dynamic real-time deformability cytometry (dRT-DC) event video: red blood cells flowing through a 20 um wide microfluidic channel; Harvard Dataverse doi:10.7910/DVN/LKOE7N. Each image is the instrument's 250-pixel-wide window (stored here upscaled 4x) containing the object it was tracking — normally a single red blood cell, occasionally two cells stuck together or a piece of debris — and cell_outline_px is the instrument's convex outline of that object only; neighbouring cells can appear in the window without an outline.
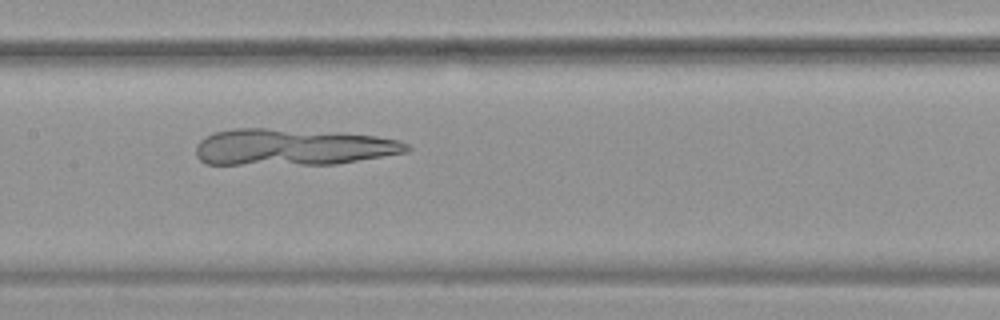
{"species": "common noctule bat (a hibernating species)", "species_latin": "Nyctalus noctula", "temperature_condition": "warm", "stored_images_in_passage": 54, "camera_frame_rate_fps": 3000, "um_per_image_px": 0.085, "animal": {"sex": "female", "body_mass_g": 19.9}, "frame": {"image": 1, "passage_image": 27, "time_ms": 8.667, "image_size_px": [1000, 320], "cell_outline_px": [[412, 148], [408, 152], [336, 164], [208, 164], [200, 160], [196, 156], [196, 144], [204, 136], [216, 132], [232, 128], [264, 128], [376, 136], [400, 140], [408, 144]], "centroid_in_image_um": [24.85, 12.51], "position_along_channel_um": 182.5, "area_um2": 44.62}}
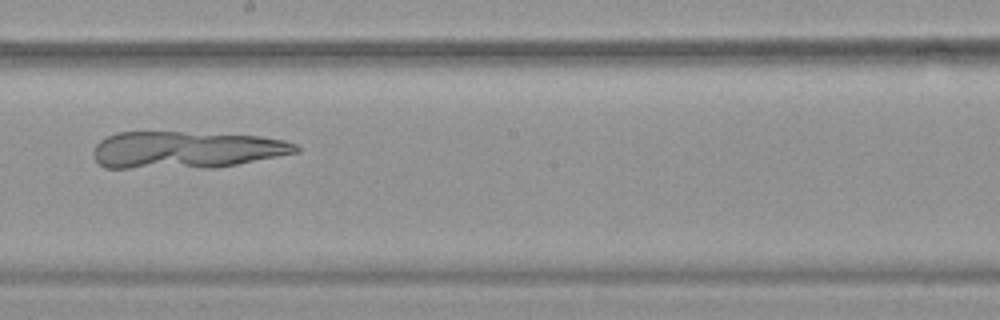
{"frame": {"image": 2, "passage_image": 31, "time_ms": 10.0, "image_size_px": [1000, 320], "cell_outline_px": [[300, 152], [216, 168], [104, 168], [92, 156], [92, 152], [96, 144], [100, 140], [116, 132], [180, 132], [260, 136], [284, 140], [296, 144], [300, 148]], "centroid_in_image_um": [15.8, 12.74], "position_along_channel_um": 232.4, "area_um2": 44.04}}
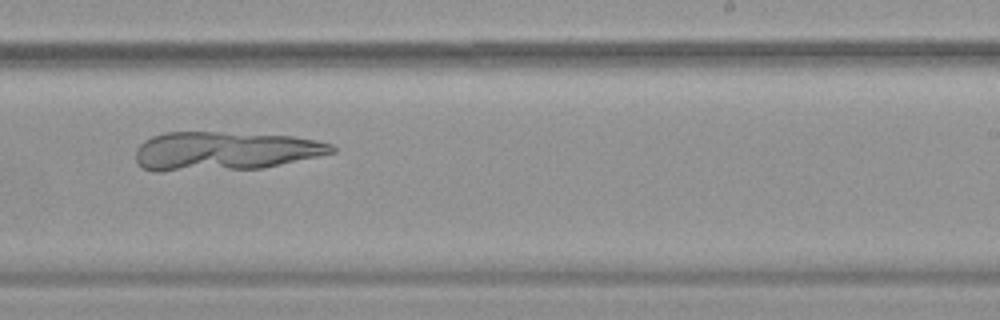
{"frame": {"image": 3, "passage_image": 34, "time_ms": 11.0, "image_size_px": [1000, 320], "cell_outline_px": [[336, 152], [320, 156], [264, 168], [160, 172], [152, 172], [144, 168], [136, 160], [136, 148], [144, 140], [152, 136], [164, 132], [216, 132], [292, 136], [316, 140], [332, 144], [336, 148]], "centroid_in_image_um": [19.08, 12.85], "position_along_channel_um": 269.9, "area_um2": 44.68}}